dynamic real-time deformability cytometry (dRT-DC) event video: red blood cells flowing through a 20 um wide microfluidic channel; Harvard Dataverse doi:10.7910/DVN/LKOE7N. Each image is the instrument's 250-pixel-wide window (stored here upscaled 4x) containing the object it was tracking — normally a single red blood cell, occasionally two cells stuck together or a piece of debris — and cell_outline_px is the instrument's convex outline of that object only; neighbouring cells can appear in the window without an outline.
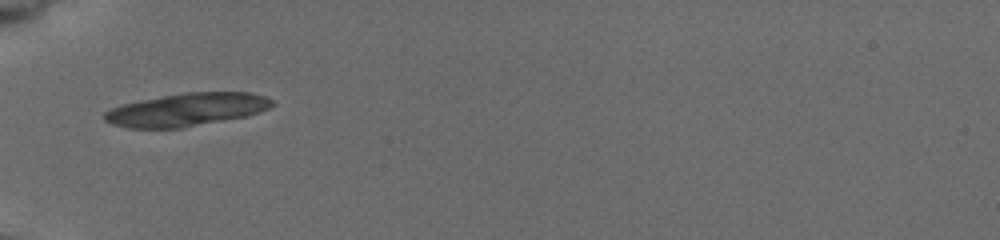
{"species": "common noctule bat (a hibernating species)", "species_latin": "Nyctalus noctula", "temperature_condition": "cold", "stored_images_in_passage": 26, "camera_frame_rate_fps": 3000, "um_per_image_px": 0.085, "animal": {"sex": "female", "body_mass_g": 19.5, "forearm_length_mm": 54.1}, "frame": {"image": 1, "passage_image": 1, "time_ms": 0.0, "image_size_px": [1000, 240], "cell_outline_px": [[276, 104], [260, 112], [244, 116], [180, 128], [128, 128], [112, 124], [104, 120], [100, 116], [104, 112], [120, 104], [140, 100], [184, 92], [248, 92], [264, 96], [272, 100]], "centroid_in_image_um": [15.81, 9.31], "position_along_channel_um": 69.2, "area_um2": 32.14}}